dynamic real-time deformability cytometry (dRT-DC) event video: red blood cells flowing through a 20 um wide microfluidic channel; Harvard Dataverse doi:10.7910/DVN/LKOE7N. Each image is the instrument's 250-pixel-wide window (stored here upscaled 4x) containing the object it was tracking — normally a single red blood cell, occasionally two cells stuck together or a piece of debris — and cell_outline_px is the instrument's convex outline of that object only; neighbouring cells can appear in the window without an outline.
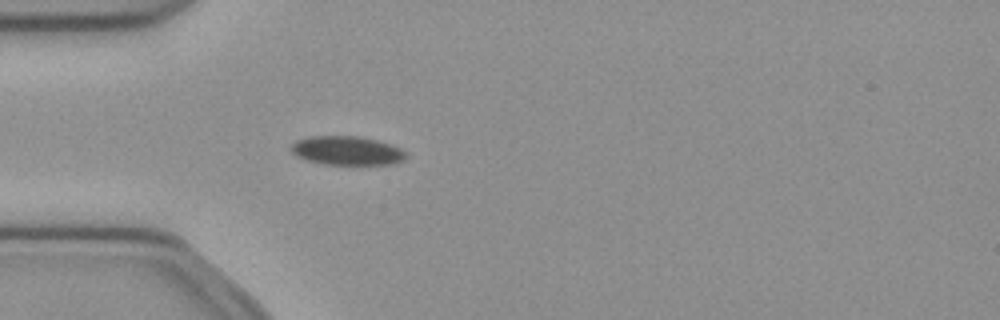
{"species": "common noctule bat (a hibernating species)", "species_latin": "Nyctalus noctula", "temperature_condition": "cold", "stored_images_in_passage": 38, "camera_frame_rate_fps": 3000, "um_per_image_px": 0.085, "animal": {"sex": "female", "body_mass_g": 21.9}, "frame": {"image": 1, "passage_image": 1, "time_ms": 0.0, "image_size_px": [1000, 320], "cell_outline_px": [[408, 156], [404, 160], [392, 164], [324, 164], [304, 160], [296, 156], [292, 152], [292, 144], [296, 140], [312, 136], [360, 136], [376, 140], [400, 148]], "centroid_in_image_um": [29.47, 12.8], "position_along_channel_um": 55.5, "area_um2": 19.25}}
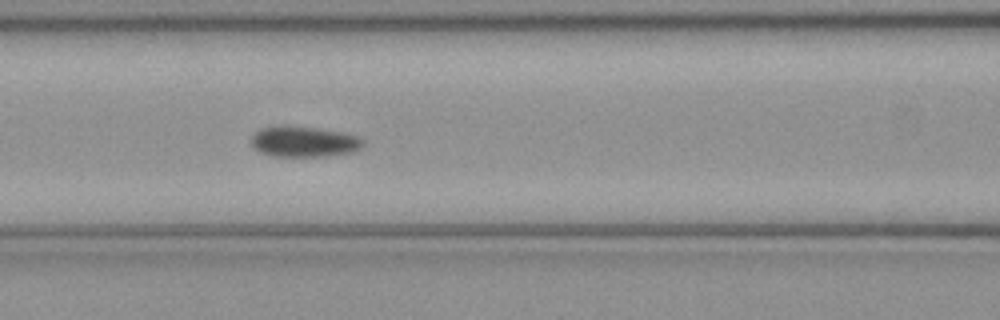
{"frame": {"image": 2, "passage_image": 8, "time_ms": 2.333, "image_size_px": [1000, 320], "cell_outline_px": [[364, 144], [356, 152], [324, 156], [272, 156], [260, 152], [252, 148], [248, 140], [260, 128], [280, 124], [284, 124], [316, 128], [344, 132], [360, 136], [364, 140]], "centroid_in_image_um": [25.81, 12.02], "position_along_channel_um": 140.8, "area_um2": 20.63}}
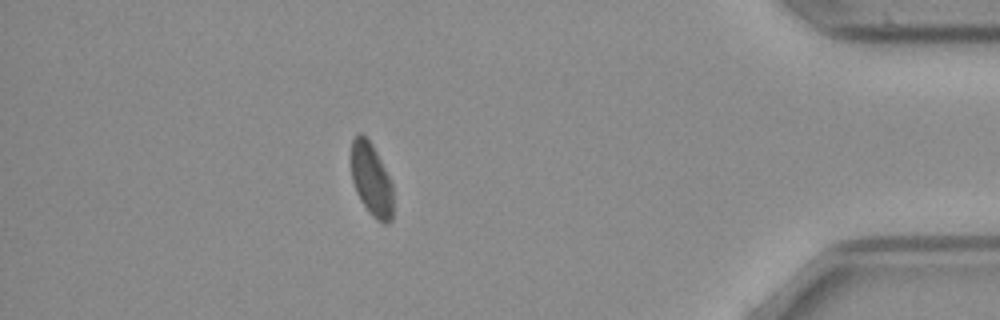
{"frame": {"image": 3, "passage_image": 32, "time_ms": 10.333, "image_size_px": [1000, 320], "cell_outline_px": [[392, 220], [388, 224], [384, 224], [376, 220], [368, 212], [360, 200], [356, 192], [352, 180], [352, 140], [360, 132], [372, 144], [392, 184]], "centroid_in_image_um": [31.57, 15.33], "position_along_channel_um": 403.6, "area_um2": 17.63}, "authors_computed_cell_mechanics": {"area_um2": 19.8254, "velocity_mm_per_s": 3.8833, "shape_relaxation_time_tau1_ms": 0.17, "shape_relaxation_time_tau2_ms": null, "deformation_change_tau1": 0.3094, "deformation_change_tau2": null}}